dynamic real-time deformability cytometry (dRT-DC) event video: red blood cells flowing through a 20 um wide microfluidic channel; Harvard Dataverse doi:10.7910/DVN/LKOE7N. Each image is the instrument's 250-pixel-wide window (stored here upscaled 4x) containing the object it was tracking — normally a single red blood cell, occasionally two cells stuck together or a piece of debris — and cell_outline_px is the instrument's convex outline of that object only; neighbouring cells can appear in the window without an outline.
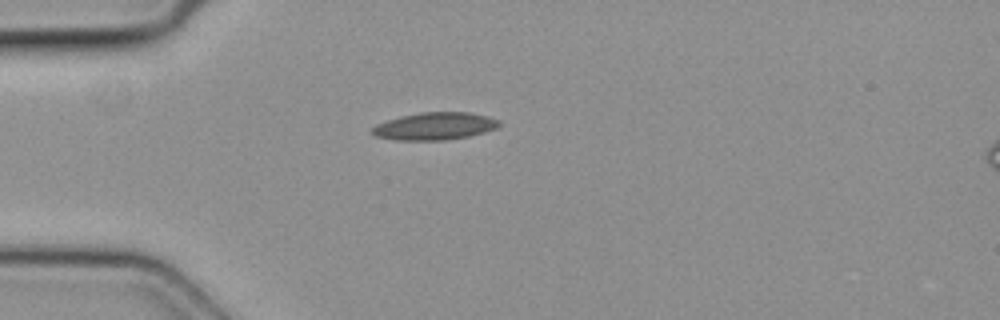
{"species": "common noctule bat (a hibernating species)", "species_latin": "Nyctalus noctula", "temperature_condition": "cold", "stored_images_in_passage": 2, "camera_frame_rate_fps": 3000, "um_per_image_px": 0.085, "animal": {"sex": "female", "body_mass_g": 19.3, "forearm_length_mm": 54.1}, "frame": {"image": 1, "passage_image": 1, "time_ms": 0.0, "image_size_px": [1000, 320], "cell_outline_px": [[500, 124], [496, 128], [484, 132], [468, 136], [444, 140], [392, 140], [376, 136], [372, 132], [372, 128], [376, 124], [400, 116], [420, 112], [468, 112], [488, 116], [500, 120]], "centroid_in_image_um": [36.95, 10.72], "position_along_channel_um": 48.0, "area_um2": 20.29}}